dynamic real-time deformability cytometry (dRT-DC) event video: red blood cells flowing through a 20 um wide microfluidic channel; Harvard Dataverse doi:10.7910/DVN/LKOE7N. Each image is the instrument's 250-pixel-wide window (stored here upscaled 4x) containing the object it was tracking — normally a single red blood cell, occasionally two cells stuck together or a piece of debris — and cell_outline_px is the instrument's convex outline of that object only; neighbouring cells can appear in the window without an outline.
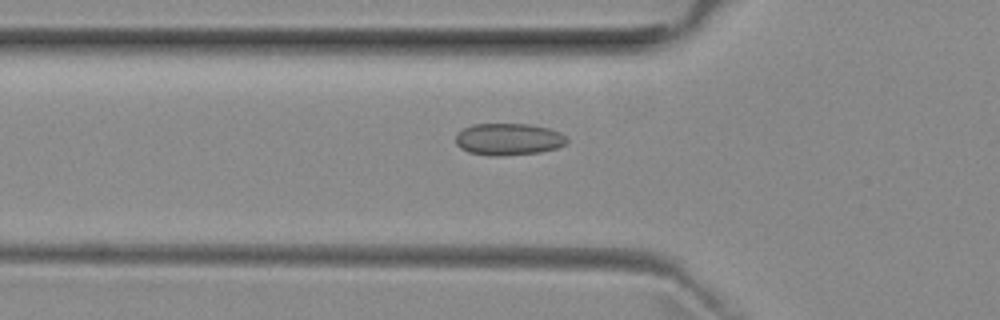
{"species": "common noctule bat (a hibernating species)", "species_latin": "Nyctalus noctula", "temperature_condition": "room temperature", "stored_images_in_passage": 51, "camera_frame_rate_fps": 3000, "um_per_image_px": 0.085, "animal": {"sex": "female", "body_mass_g": 29.2, "forearm_length_mm": 56.3}, "frame": {"image": 1, "passage_image": 17, "time_ms": 5.333, "image_size_px": [1000, 320], "cell_outline_px": [[568, 144], [556, 148], [540, 152], [500, 156], [488, 156], [468, 152], [460, 148], [456, 144], [456, 132], [472, 124], [528, 124], [548, 128], [560, 132], [568, 140]], "centroid_in_image_um": [43.2, 11.84], "position_along_channel_um": 82.6, "area_um2": 20.87}}
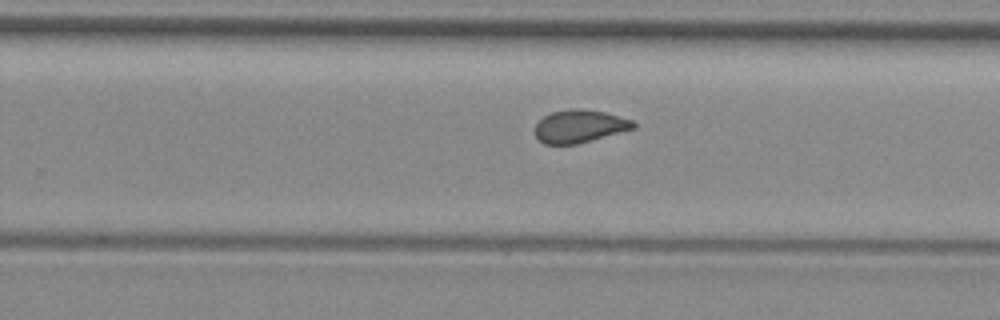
{"frame": {"image": 2, "passage_image": 32, "time_ms": 10.333, "image_size_px": [1000, 320], "cell_outline_px": [[636, 128], [576, 144], [544, 144], [532, 132], [532, 128], [544, 116], [552, 112], [568, 108], [584, 108], [604, 112], [632, 120], [636, 124]], "centroid_in_image_um": [49.22, 10.72], "position_along_channel_um": 280.6, "area_um2": 18.96}}
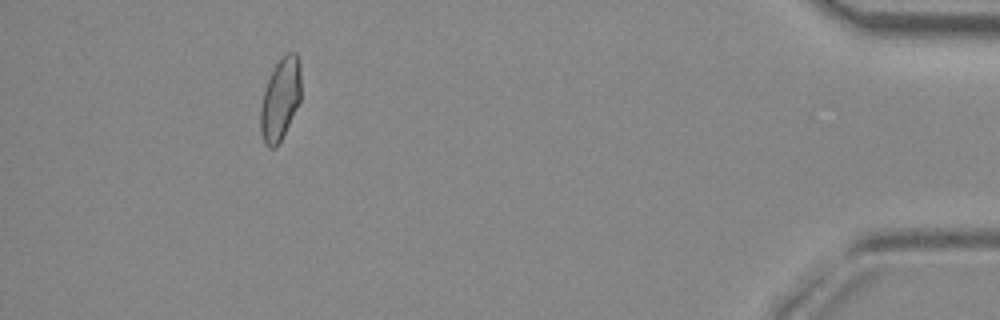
{"frame": {"image": 3, "passage_image": 47, "time_ms": 15.333, "image_size_px": [1000, 320], "cell_outline_px": [[300, 100], [276, 148], [268, 148], [264, 144], [260, 132], [260, 108], [264, 92], [268, 80], [280, 56], [284, 52], [296, 52], [300, 60]], "centroid_in_image_um": [23.81, 8.4], "position_along_channel_um": 411.4, "area_um2": 19.31}, "authors_computed_cell_mechanics": {"area_um2": 19.8254, "velocity_mm_per_s": 3.9558, "shape_relaxation_time_tau1_ms": null, "shape_relaxation_time_tau2_ms": 0.9577, "deformation_change_tau1": null, "deformation_change_tau2": 0.0526}}